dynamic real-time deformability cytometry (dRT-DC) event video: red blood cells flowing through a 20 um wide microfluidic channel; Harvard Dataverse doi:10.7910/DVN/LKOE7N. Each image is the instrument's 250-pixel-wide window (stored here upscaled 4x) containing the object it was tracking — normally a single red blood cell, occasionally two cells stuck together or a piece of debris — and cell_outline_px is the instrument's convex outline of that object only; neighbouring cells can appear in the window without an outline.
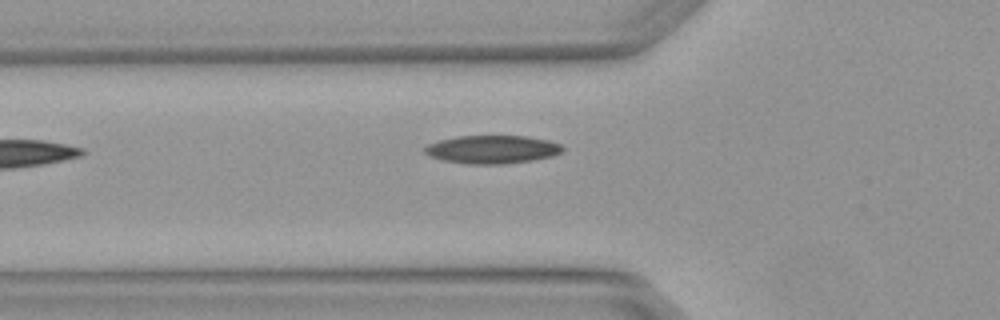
{"species": "Egyptian fruit bat (a non-hibernating species)", "species_latin": "Rousettus aegyptiacus", "temperature_condition": "warm", "stored_images_in_passage": 2, "camera_frame_rate_fps": 3000, "um_per_image_px": 0.085, "animal": {"sex": "female"}, "frame": {"image": 1, "passage_image": 2, "time_ms": 0.333, "image_size_px": [1000, 320], "cell_outline_px": [[564, 148], [560, 152], [552, 156], [532, 160], [504, 164], [468, 164], [440, 160], [428, 156], [424, 152], [424, 148], [428, 144], [440, 140], [456, 136], [528, 136], [548, 140], [560, 144]], "centroid_in_image_um": [41.8, 12.7], "position_along_channel_um": 84.0, "area_um2": 22.72}}